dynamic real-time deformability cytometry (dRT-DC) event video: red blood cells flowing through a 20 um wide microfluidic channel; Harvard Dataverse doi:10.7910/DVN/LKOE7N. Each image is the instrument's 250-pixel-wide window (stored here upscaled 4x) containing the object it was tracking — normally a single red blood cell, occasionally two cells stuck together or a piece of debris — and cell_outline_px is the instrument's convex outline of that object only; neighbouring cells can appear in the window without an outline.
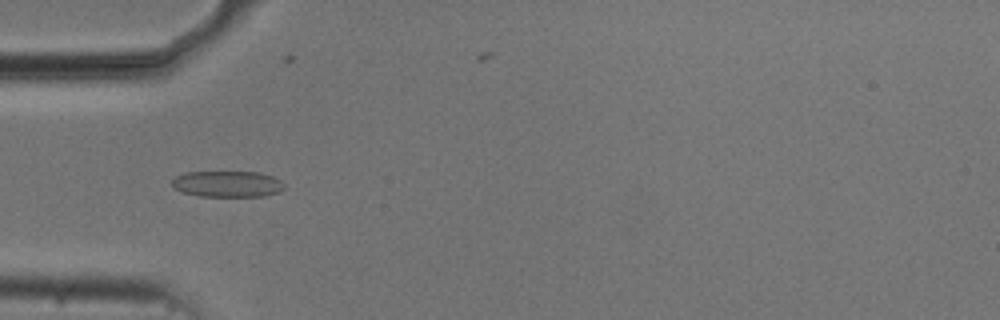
{"species": "common noctule bat (a hibernating species)", "species_latin": "Nyctalus noctula", "temperature_condition": "cold", "stored_images_in_passage": 55, "camera_frame_rate_fps": 3000, "um_per_image_px": 0.085, "animal": {"sex": "male", "body_mass_g": 20.5, "forearm_length_mm": 52.5}, "frame": {"image": 1, "passage_image": 17, "time_ms": 5.333, "image_size_px": [1000, 320], "cell_outline_px": [[284, 188], [280, 192], [264, 196], [200, 196], [180, 192], [172, 184], [172, 180], [176, 176], [184, 172], [260, 172], [272, 176], [280, 180], [284, 184]], "centroid_in_image_um": [19.34, 15.64], "position_along_channel_um": 65.7, "area_um2": 17.17}}
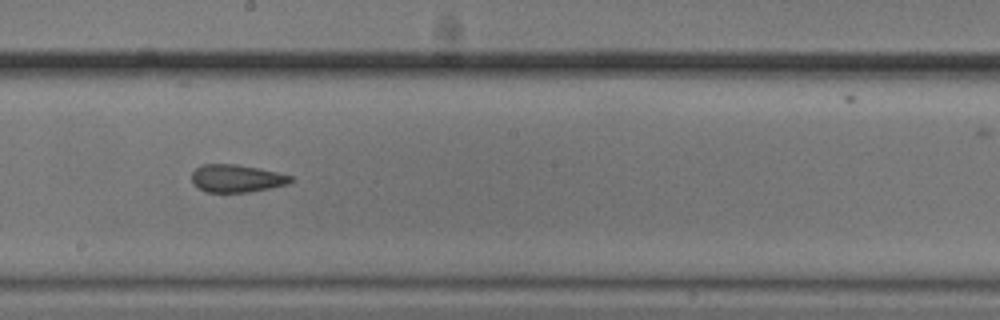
{"frame": {"image": 2, "passage_image": 30, "time_ms": 9.667, "image_size_px": [1000, 320], "cell_outline_px": [[292, 180], [288, 184], [248, 192], [208, 192], [200, 188], [192, 180], [192, 172], [200, 164], [236, 164], [260, 168], [292, 176]], "centroid_in_image_um": [20.11, 15.15], "position_along_channel_um": 228.1, "area_um2": 15.78}}
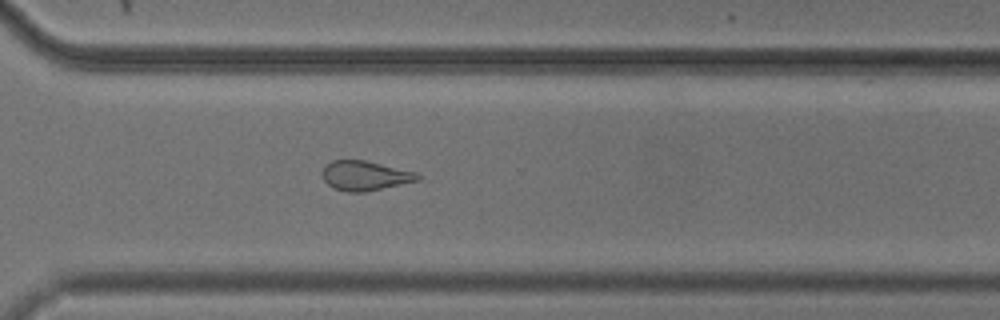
{"frame": {"image": 3, "passage_image": 39, "time_ms": 12.667, "image_size_px": [1000, 320], "cell_outline_px": [[420, 180], [364, 192], [348, 192], [336, 188], [328, 184], [324, 180], [320, 172], [324, 164], [332, 160], [364, 160], [416, 172], [420, 176]], "centroid_in_image_um": [30.98, 14.92], "position_along_channel_um": 339.6, "area_um2": 16.42}, "authors_computed_cell_mechanics": {"area_um2": 17.7446, "velocity_mm_per_s": 3.7386, "shape_relaxation_time_tau1_ms": null, "shape_relaxation_time_tau2_ms": 3.3357, "deformation_change_tau1": null, "deformation_change_tau2": 0.1023}}